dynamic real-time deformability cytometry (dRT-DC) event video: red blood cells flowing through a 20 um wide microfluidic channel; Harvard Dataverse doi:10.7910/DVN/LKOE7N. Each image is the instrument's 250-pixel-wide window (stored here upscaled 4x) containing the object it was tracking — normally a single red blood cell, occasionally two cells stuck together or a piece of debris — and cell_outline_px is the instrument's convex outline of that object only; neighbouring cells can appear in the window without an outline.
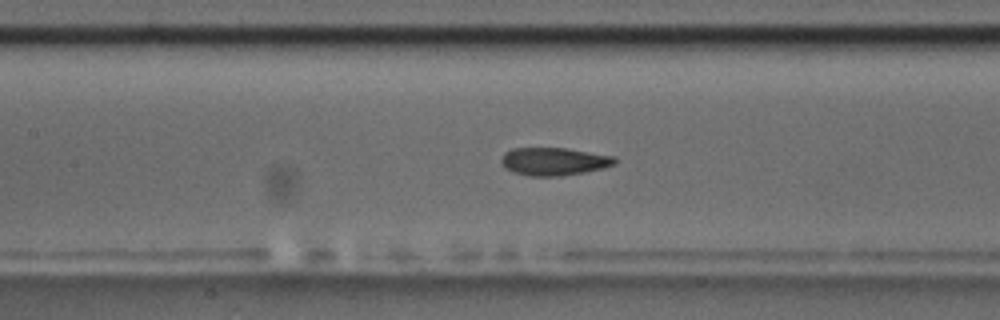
{"species": "common noctule bat (a hibernating species)", "species_latin": "Nyctalus noctula", "temperature_condition": "room temperature", "stored_images_in_passage": 39, "camera_frame_rate_fps": 3000, "um_per_image_px": 0.085, "animal": {"sex": "male", "body_mass_g": 17.5, "forearm_length_mm": 52.3}, "frame": {"image": 1, "passage_image": 9, "time_ms": 2.667, "image_size_px": [1000, 320], "cell_outline_px": [[616, 164], [604, 168], [584, 172], [560, 176], [528, 176], [512, 172], [504, 168], [500, 160], [500, 156], [504, 152], [512, 148], [564, 148], [616, 156]], "centroid_in_image_um": [47.05, 13.72], "position_along_channel_um": 160.3, "area_um2": 18.67}}
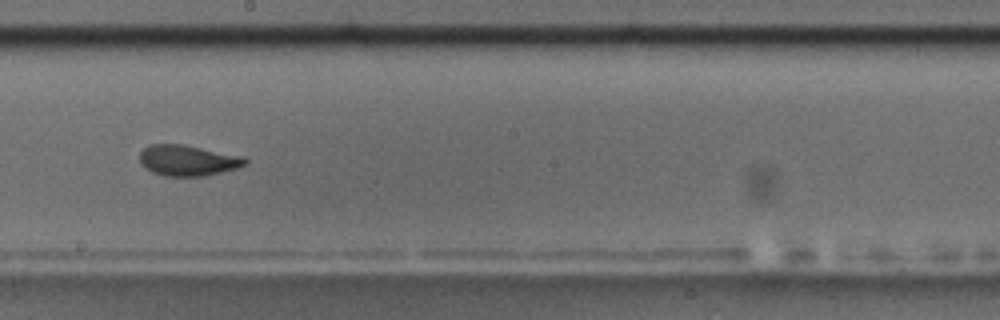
{"frame": {"image": 2, "passage_image": 15, "time_ms": 4.667, "image_size_px": [1000, 320], "cell_outline_px": [[248, 164], [236, 168], [204, 176], [164, 176], [152, 172], [144, 168], [140, 164], [140, 152], [148, 144], [184, 144], [244, 156], [248, 160]], "centroid_in_image_um": [15.96, 13.63], "position_along_channel_um": 232.2, "area_um2": 19.13}}
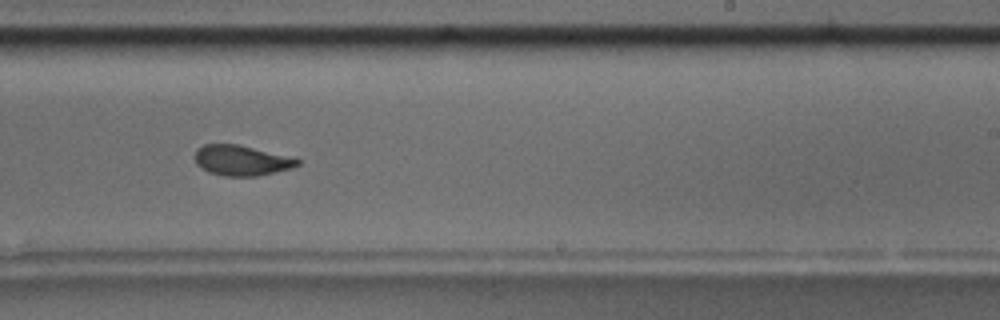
{"frame": {"image": 3, "passage_image": 18, "time_ms": 5.667, "image_size_px": [1000, 320], "cell_outline_px": [[300, 164], [292, 168], [256, 176], [224, 176], [208, 172], [200, 168], [196, 164], [192, 156], [196, 148], [204, 144], [240, 144], [300, 160]], "centroid_in_image_um": [20.42, 13.63], "position_along_channel_um": 268.6, "area_um2": 18.21}, "authors_computed_cell_mechanics": {"area_um2": 18.785, "velocity_mm_per_s": 3.6265, "shape_relaxation_time_tau1_ms": 4.7088, "shape_relaxation_time_tau2_ms": 2.0758, "deformation_change_tau1": 0.1631, "deformation_change_tau2": 0.0841}}